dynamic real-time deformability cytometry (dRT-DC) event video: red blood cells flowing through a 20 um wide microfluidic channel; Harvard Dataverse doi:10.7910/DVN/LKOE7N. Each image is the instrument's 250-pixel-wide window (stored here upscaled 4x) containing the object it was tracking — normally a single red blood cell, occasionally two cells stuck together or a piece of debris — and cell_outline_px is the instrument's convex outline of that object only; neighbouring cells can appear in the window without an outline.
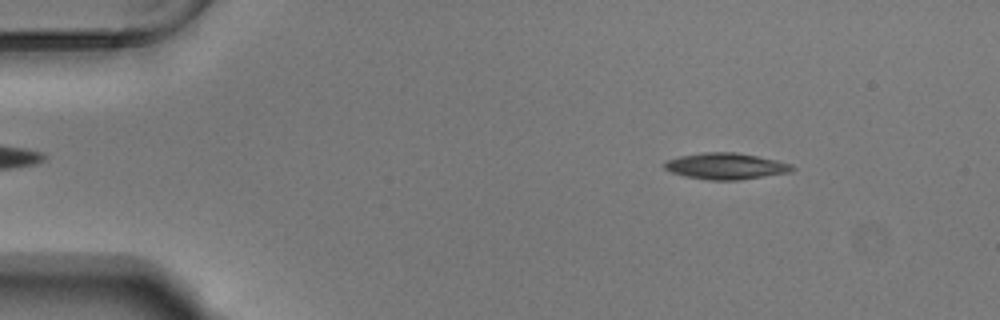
{"species": "Egyptian fruit bat (a non-hibernating species)", "species_latin": "Rousettus aegyptiacus", "temperature_condition": "warm", "stored_images_in_passage": 49, "camera_frame_rate_fps": 3000, "um_per_image_px": 0.085, "animal": {"sex": "male"}, "frame": {"image": 1, "passage_image": 2, "time_ms": 0.333, "image_size_px": [1000, 320], "cell_outline_px": [[796, 168], [792, 172], [736, 180], [712, 180], [688, 176], [672, 172], [664, 168], [664, 164], [668, 160], [680, 156], [704, 152], [736, 152], [776, 160], [792, 164]], "centroid_in_image_um": [61.74, 14.11], "position_along_channel_um": 23.3, "area_um2": 19.31}}
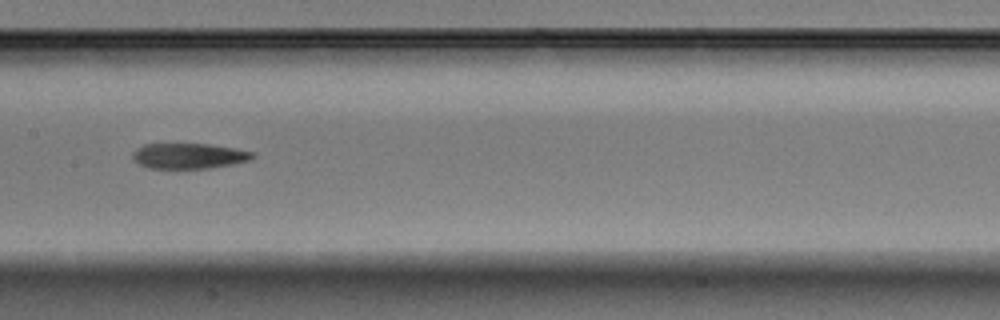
{"frame": {"image": 2, "passage_image": 22, "time_ms": 7.0, "image_size_px": [1000, 320], "cell_outline_px": [[256, 156], [248, 160], [232, 164], [208, 168], [148, 168], [140, 164], [132, 156], [132, 152], [136, 148], [144, 144], [208, 144], [236, 148], [256, 152]], "centroid_in_image_um": [16.08, 13.24], "position_along_channel_um": 191.3, "area_um2": 17.74}}
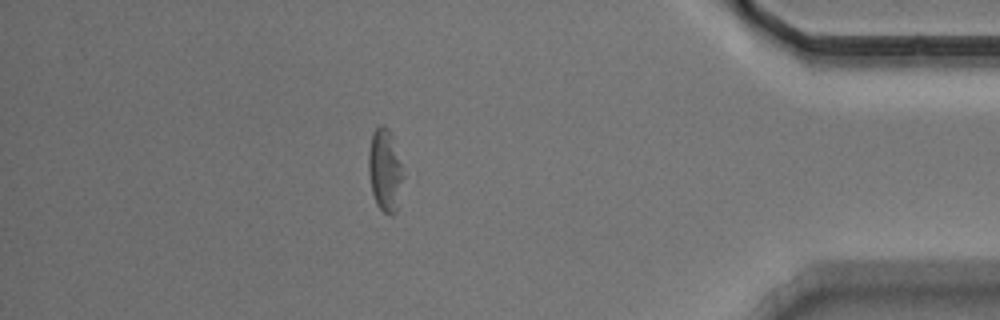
{"frame": {"image": 3, "passage_image": 42, "time_ms": 13.667, "image_size_px": [1000, 320], "cell_outline_px": [[404, 176], [396, 212], [392, 216], [384, 212], [376, 204], [372, 192], [368, 172], [368, 152], [372, 132], [380, 124], [384, 124], [388, 128], [404, 164]], "centroid_in_image_um": [32.74, 14.44], "position_along_channel_um": 402.5, "area_um2": 17.17}}